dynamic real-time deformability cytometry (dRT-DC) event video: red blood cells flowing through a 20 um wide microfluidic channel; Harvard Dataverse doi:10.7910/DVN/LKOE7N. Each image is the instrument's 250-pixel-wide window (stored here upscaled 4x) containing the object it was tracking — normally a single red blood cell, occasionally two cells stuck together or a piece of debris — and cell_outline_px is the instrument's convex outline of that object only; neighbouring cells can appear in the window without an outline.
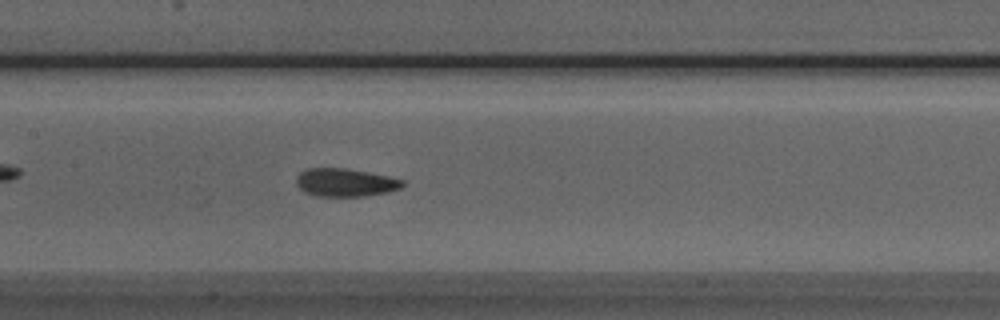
{"species": "Egyptian fruit bat (a non-hibernating species)", "species_latin": "Rousettus aegyptiacus", "temperature_condition": "room temperature", "stored_images_in_passage": 51, "camera_frame_rate_fps": 3000, "um_per_image_px": 0.085, "animal": {"sex": "male"}, "frame": {"image": 1, "passage_image": 23, "time_ms": 7.333, "image_size_px": [1000, 320], "cell_outline_px": [[404, 184], [400, 188], [388, 192], [364, 196], [316, 196], [304, 192], [296, 184], [296, 176], [300, 172], [308, 168], [344, 168], [388, 176], [404, 180]], "centroid_in_image_um": [29.32, 15.51], "position_along_channel_um": 178.1, "area_um2": 17.34}}
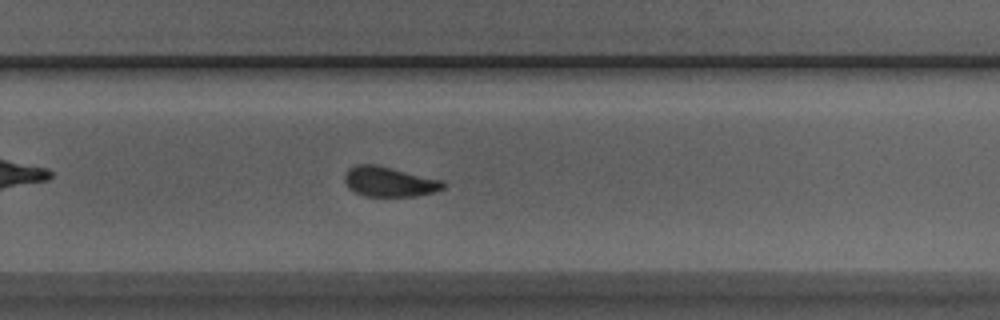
{"frame": {"image": 2, "passage_image": 32, "time_ms": 10.333, "image_size_px": [1000, 320], "cell_outline_px": [[444, 188], [432, 192], [416, 196], [364, 196], [348, 188], [344, 180], [344, 176], [348, 168], [356, 164], [376, 164], [444, 180]], "centroid_in_image_um": [33.06, 15.43], "position_along_channel_um": 296.7, "area_um2": 17.28}}
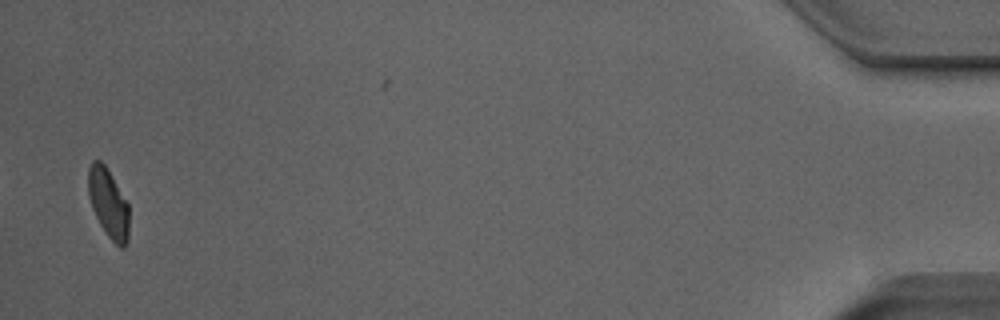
{"frame": {"image": 3, "passage_image": 49, "time_ms": 16.0, "image_size_px": [1000, 320], "cell_outline_px": [[128, 240], [124, 248], [120, 248], [108, 236], [100, 224], [92, 208], [88, 196], [88, 168], [92, 160], [100, 160], [104, 164], [128, 204]], "centroid_in_image_um": [9.19, 17.28], "position_along_channel_um": 426.0, "area_um2": 16.24}, "authors_computed_cell_mechanics": {"area_um2": 17.3978, "velocity_mm_per_s": 3.971, "shape_relaxation_time_tau1_ms": 4.4753, "shape_relaxation_time_tau2_ms": 1.6705, "deformation_change_tau1": 0.1432, "deformation_change_tau2": 0.0882}}